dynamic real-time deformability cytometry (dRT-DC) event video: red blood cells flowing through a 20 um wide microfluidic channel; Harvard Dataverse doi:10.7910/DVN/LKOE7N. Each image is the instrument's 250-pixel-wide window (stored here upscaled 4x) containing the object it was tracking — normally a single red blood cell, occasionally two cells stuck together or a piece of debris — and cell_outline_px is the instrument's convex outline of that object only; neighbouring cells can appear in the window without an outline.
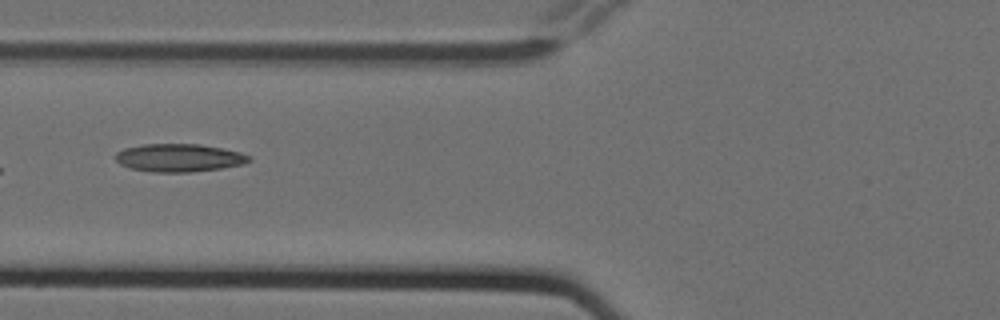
{"species": "Egyptian fruit bat (a non-hibernating species)", "species_latin": "Rousettus aegyptiacus", "temperature_condition": "cold", "stored_images_in_passage": 7, "camera_frame_rate_fps": 3000, "um_per_image_px": 0.085, "animal": {"sex": "female"}, "frame": {"image": 1, "passage_image": 7, "time_ms": 2.0, "image_size_px": [1000, 320], "cell_outline_px": [[252, 160], [244, 164], [220, 168], [192, 172], [152, 172], [132, 168], [120, 164], [116, 160], [116, 152], [124, 148], [144, 144], [200, 144], [240, 152], [252, 156]], "centroid_in_image_um": [15.24, 13.41], "position_along_channel_um": 110.6, "area_um2": 21.73}}